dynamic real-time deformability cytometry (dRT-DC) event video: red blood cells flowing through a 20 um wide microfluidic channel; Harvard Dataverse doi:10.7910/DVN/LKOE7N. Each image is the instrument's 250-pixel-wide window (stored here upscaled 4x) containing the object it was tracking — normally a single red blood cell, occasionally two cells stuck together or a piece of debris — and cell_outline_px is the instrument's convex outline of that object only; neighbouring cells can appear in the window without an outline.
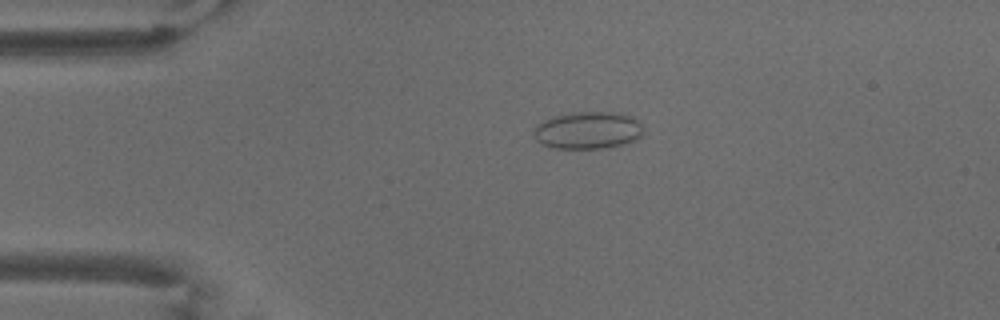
{"species": "common noctule bat (a hibernating species)", "species_latin": "Nyctalus noctula", "temperature_condition": "warm", "stored_images_in_passage": 54, "camera_frame_rate_fps": 3000, "um_per_image_px": 0.085, "animal": {"sex": "male", "body_mass_g": 18.8}, "frame": {"image": 1, "passage_image": 12, "time_ms": 3.667, "image_size_px": [1000, 320], "cell_outline_px": [[644, 132], [640, 136], [632, 140], [608, 148], [556, 148], [544, 144], [536, 140], [532, 136], [532, 132], [536, 124], [552, 116], [572, 112], [624, 112], [632, 116], [640, 124]], "centroid_in_image_um": [49.94, 11.05], "position_along_channel_um": 35.1, "area_um2": 23.93}}
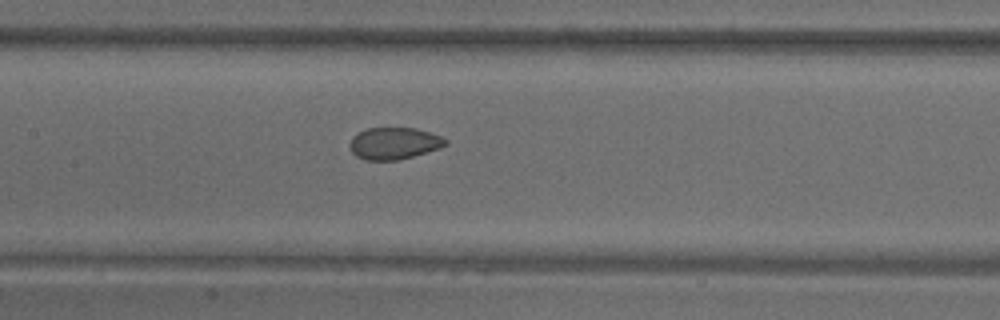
{"frame": {"image": 2, "passage_image": 26, "time_ms": 8.333, "image_size_px": [1000, 320], "cell_outline_px": [[448, 144], [440, 148], [400, 160], [364, 160], [356, 156], [352, 152], [348, 144], [352, 136], [356, 132], [368, 128], [416, 128], [440, 136], [448, 140]], "centroid_in_image_um": [33.46, 12.18], "position_along_channel_um": 173.9, "area_um2": 17.98}}
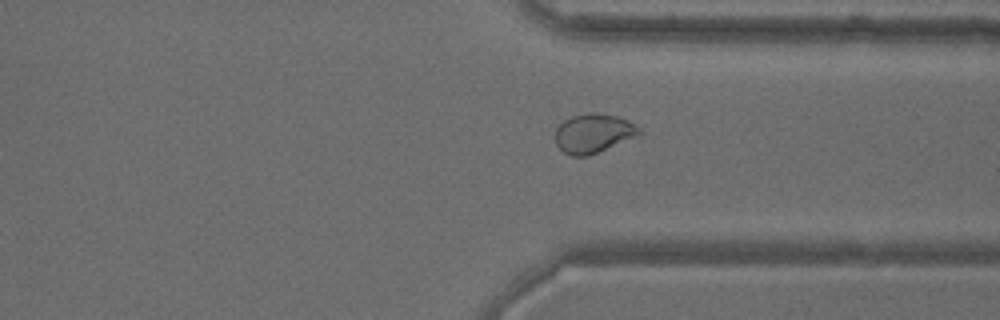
{"frame": {"image": 3, "passage_image": 41, "time_ms": 13.333, "image_size_px": [1000, 320], "cell_outline_px": [[644, 132], [640, 136], [588, 156], [572, 156], [564, 152], [556, 144], [556, 128], [564, 120], [572, 116], [592, 112], [596, 112], [616, 116], [628, 120], [640, 128]], "centroid_in_image_um": [50.49, 11.33], "position_along_channel_um": 360.9, "area_um2": 19.31}, "authors_computed_cell_mechanics": {"area_um2": 20.7791, "velocity_mm_per_s": 3.7486, "shape_relaxation_time_tau1_ms": null, "shape_relaxation_time_tau2_ms": 0.7313, "deformation_change_tau1": null, "deformation_change_tau2": 0.0445}}